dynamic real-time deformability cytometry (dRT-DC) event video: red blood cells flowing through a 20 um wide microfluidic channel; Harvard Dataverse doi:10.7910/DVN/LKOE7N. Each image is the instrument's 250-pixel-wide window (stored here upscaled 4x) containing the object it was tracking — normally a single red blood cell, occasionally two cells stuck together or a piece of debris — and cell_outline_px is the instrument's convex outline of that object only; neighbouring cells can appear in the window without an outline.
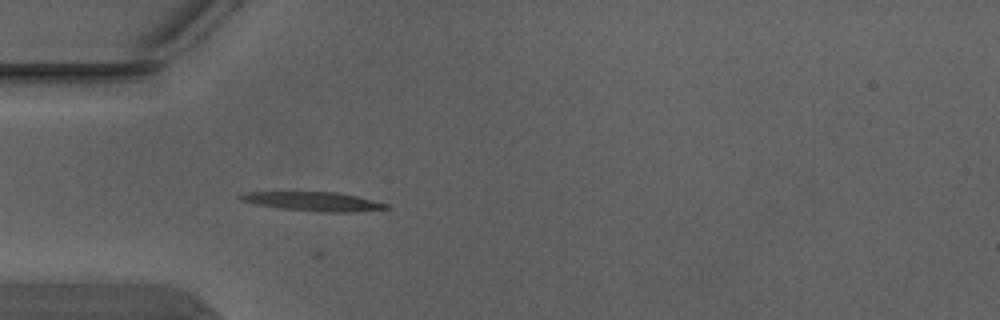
{"species": "Egyptian fruit bat (a non-hibernating species)", "species_latin": "Rousettus aegyptiacus", "temperature_condition": "warm", "stored_images_in_passage": 4, "camera_frame_rate_fps": 3000, "um_per_image_px": 0.085, "animal": {"sex": "male"}, "frame": {"image": 1, "passage_image": 4, "time_ms": 1.0, "image_size_px": [1000, 320], "cell_outline_px": [[392, 208], [356, 212], [320, 212], [280, 208], [240, 200], [236, 196], [244, 192], [336, 192], [356, 196], [388, 204]], "centroid_in_image_um": [26.67, 17.12], "position_along_channel_um": 58.3, "area_um2": 16.07}}